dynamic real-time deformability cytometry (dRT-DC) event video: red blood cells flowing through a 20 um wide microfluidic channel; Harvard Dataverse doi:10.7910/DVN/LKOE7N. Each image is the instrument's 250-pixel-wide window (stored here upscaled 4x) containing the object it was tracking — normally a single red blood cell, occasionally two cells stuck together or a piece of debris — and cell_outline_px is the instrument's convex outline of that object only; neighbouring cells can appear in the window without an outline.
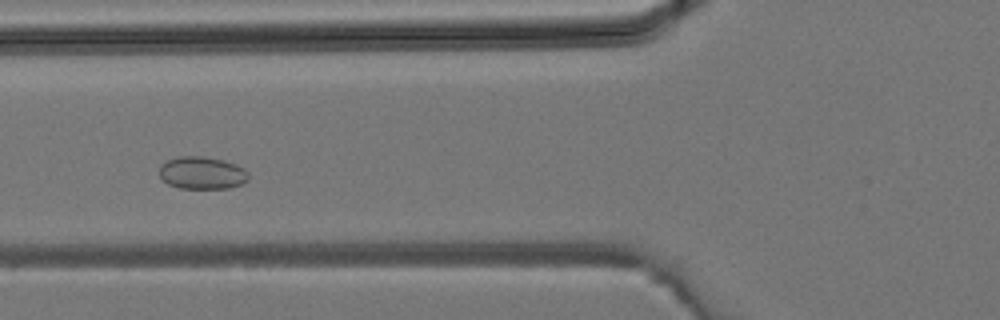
{"species": "common noctule bat (a hibernating species)", "species_latin": "Nyctalus noctula", "temperature_condition": "room temperature", "stored_images_in_passage": 28, "camera_frame_rate_fps": 3000, "um_per_image_px": 0.085, "animal": {"sex": "male", "body_mass_g": 19.2, "forearm_length_mm": 51.8}, "frame": {"image": 1, "passage_image": 10, "time_ms": 3.0, "image_size_px": [1000, 320], "cell_outline_px": [[248, 180], [240, 184], [228, 188], [180, 188], [168, 184], [160, 176], [160, 164], [168, 160], [180, 156], [204, 156], [224, 160], [236, 164], [244, 168], [248, 172]], "centroid_in_image_um": [17.18, 14.69], "position_along_channel_um": 108.6, "area_um2": 16.88}}
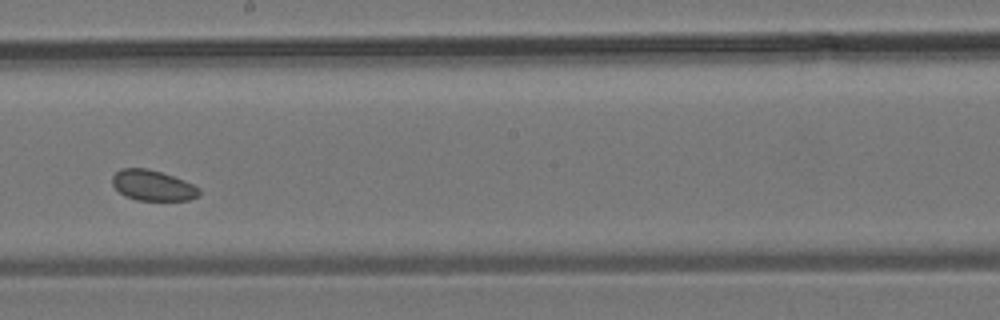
{"frame": {"image": 2, "passage_image": 17, "time_ms": 5.333, "image_size_px": [1000, 320], "cell_outline_px": [[200, 196], [188, 200], [136, 200], [124, 196], [112, 184], [112, 176], [120, 168], [148, 168], [184, 180], [200, 188]], "centroid_in_image_um": [12.98, 15.76], "position_along_channel_um": 235.2, "area_um2": 15.49}}
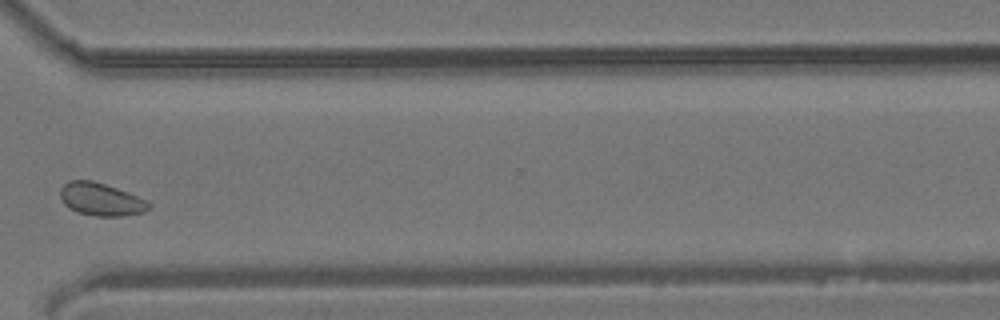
{"frame": {"image": 3, "passage_image": 24, "time_ms": 7.667, "image_size_px": [1000, 320], "cell_outline_px": [[152, 208], [144, 212], [120, 216], [96, 216], [76, 212], [68, 208], [64, 204], [60, 196], [60, 188], [68, 180], [92, 180], [128, 192], [152, 204]], "centroid_in_image_um": [8.56, 16.95], "position_along_channel_um": 362.0, "area_um2": 16.94}}